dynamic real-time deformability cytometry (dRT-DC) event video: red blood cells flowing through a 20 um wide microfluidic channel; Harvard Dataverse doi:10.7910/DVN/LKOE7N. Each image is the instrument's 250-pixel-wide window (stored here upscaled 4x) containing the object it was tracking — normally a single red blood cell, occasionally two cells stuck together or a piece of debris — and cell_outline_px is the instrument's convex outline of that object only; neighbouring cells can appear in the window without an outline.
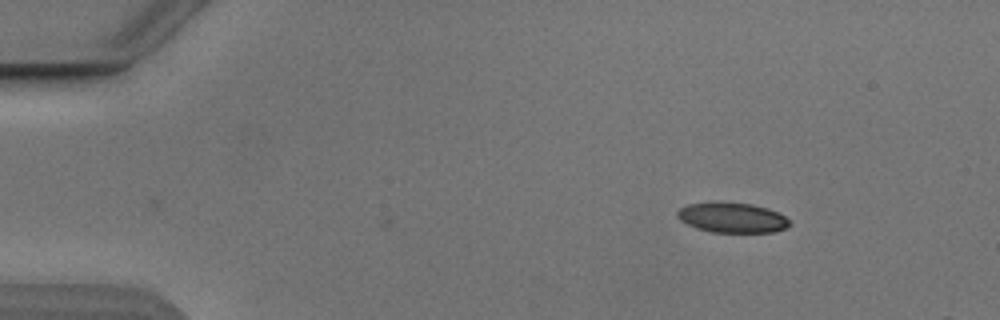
{"species": "Egyptian fruit bat (a non-hibernating species)", "species_latin": "Rousettus aegyptiacus", "temperature_condition": "cold", "stored_images_in_passage": 8, "camera_frame_rate_fps": 3000, "um_per_image_px": 0.085, "animal": {"sex": "male"}, "frame": {"image": 1, "passage_image": 1, "time_ms": 0.0, "image_size_px": [1000, 320], "cell_outline_px": [[792, 224], [784, 228], [772, 232], [712, 232], [696, 228], [680, 220], [676, 216], [676, 212], [680, 208], [688, 204], [716, 200], [752, 204], [768, 208], [784, 216]], "centroid_in_image_um": [62.18, 18.47], "position_along_channel_um": 22.8, "area_um2": 19.94}}